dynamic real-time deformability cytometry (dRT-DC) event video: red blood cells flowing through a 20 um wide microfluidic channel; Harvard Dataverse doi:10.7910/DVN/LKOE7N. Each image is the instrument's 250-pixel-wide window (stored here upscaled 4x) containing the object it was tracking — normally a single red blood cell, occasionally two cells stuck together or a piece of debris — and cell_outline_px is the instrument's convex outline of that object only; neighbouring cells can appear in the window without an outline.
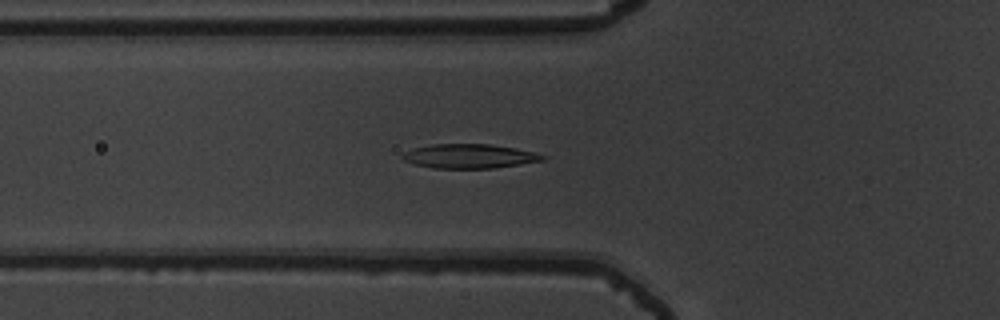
{"species": "common noctule bat (a hibernating species)", "species_latin": "Nyctalus noctula", "temperature_condition": "warm", "stored_images_in_passage": 40, "camera_frame_rate_fps": 3000, "um_per_image_px": 0.085, "animal": {"sex": "male", "body_mass_g": 19.5, "forearm_length_mm": 54.6}, "frame": {"image": 1, "passage_image": 12, "time_ms": 3.667, "image_size_px": [1000, 320], "cell_outline_px": [[548, 156], [544, 160], [520, 164], [492, 168], [432, 168], [416, 164], [404, 160], [400, 156], [404, 152], [412, 148], [432, 144], [488, 144], [516, 148]], "centroid_in_image_um": [39.87, 13.27], "position_along_channel_um": 85.9, "area_um2": 19.71}}
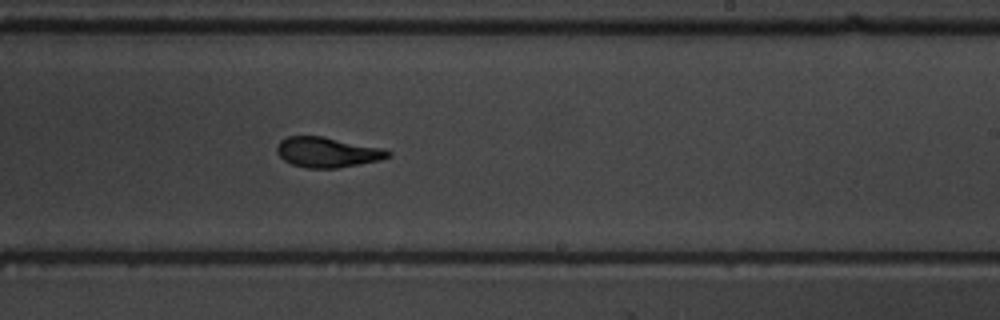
{"frame": {"image": 2, "passage_image": 26, "time_ms": 8.333, "image_size_px": [1000, 320], "cell_outline_px": [[392, 156], [380, 160], [336, 168], [308, 168], [292, 164], [284, 160], [276, 152], [276, 144], [280, 140], [288, 136], [324, 136], [384, 148], [392, 152]], "centroid_in_image_um": [27.83, 12.93], "position_along_channel_um": 261.2, "area_um2": 19.71}}
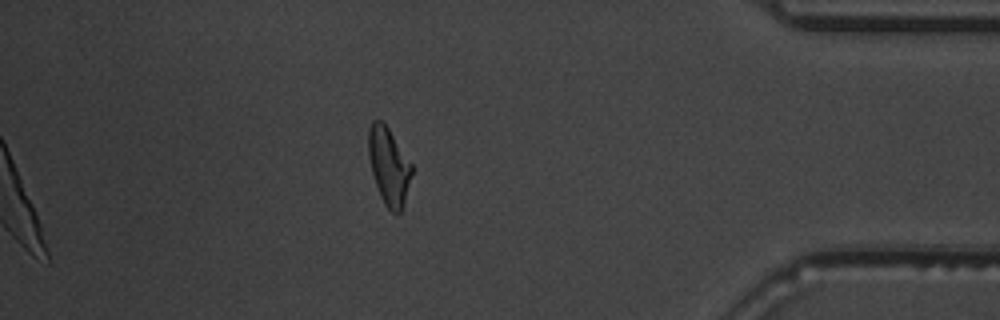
{"frame": {"image": 3, "passage_image": 40, "time_ms": 13.0, "image_size_px": [1000, 320], "cell_outline_px": [[412, 172], [404, 204], [400, 212], [396, 216], [384, 204], [380, 196], [372, 172], [368, 156], [368, 128], [372, 120], [380, 120], [388, 128], [412, 164]], "centroid_in_image_um": [33.04, 14.14], "position_along_channel_um": 402.2, "area_um2": 19.42}, "authors_computed_cell_mechanics": {"area_um2": 19.7676, "velocity_mm_per_s": 3.7572, "shape_relaxation_time_tau1_ms": 4.6987, "shape_relaxation_time_tau2_ms": 1.4611, "deformation_change_tau1": 0.1926, "deformation_change_tau2": 0.0814}}